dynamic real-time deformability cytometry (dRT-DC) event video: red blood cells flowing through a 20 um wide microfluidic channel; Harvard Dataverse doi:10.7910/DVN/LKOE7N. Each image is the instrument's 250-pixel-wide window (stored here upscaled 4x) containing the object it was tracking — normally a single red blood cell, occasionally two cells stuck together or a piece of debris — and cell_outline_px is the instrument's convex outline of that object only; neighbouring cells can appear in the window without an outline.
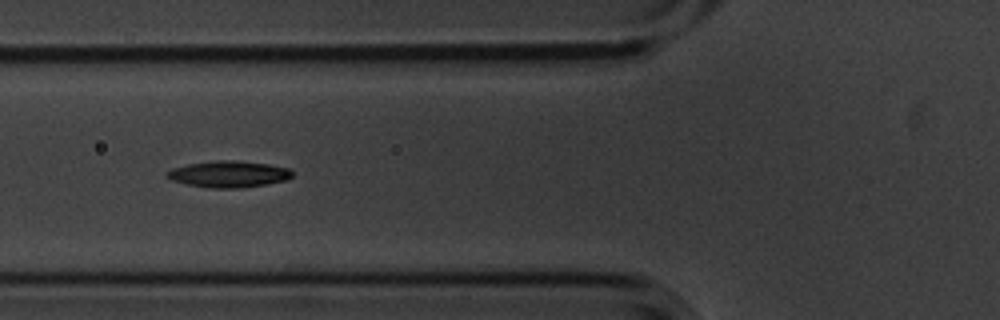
{"species": "common noctule bat (a hibernating species)", "species_latin": "Nyctalus noctula", "temperature_condition": "cold", "stored_images_in_passage": 8, "segment_of_instrument_passage": [1, 2], "camera_frame_rate_fps": 3000, "um_per_image_px": 0.085, "animal": {"sex": "male", "body_mass_g": 20.1, "forearm_length_mm": 53.5}, "frame": {"image": 1, "passage_image": 5, "time_ms": 1.333, "image_size_px": [1000, 320], "cell_outline_px": [[292, 176], [288, 180], [268, 184], [240, 188], [212, 188], [188, 184], [172, 180], [168, 176], [168, 172], [172, 168], [188, 164], [216, 160], [236, 160], [268, 164], [288, 168], [292, 172]], "centroid_in_image_um": [19.49, 14.8], "position_along_channel_um": 106.3, "area_um2": 19.19}}
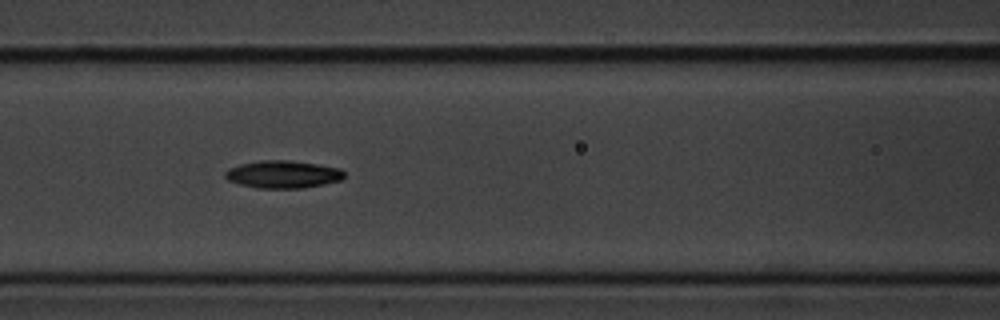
{"frame": {"image": 2, "passage_image": 6, "time_ms": 1.667, "image_size_px": [1000, 320], "cell_outline_px": [[344, 176], [340, 180], [324, 184], [304, 188], [256, 188], [240, 184], [228, 180], [224, 176], [224, 172], [228, 168], [240, 164], [260, 160], [288, 160], [316, 164], [340, 168], [344, 172]], "centroid_in_image_um": [24.02, 14.82], "position_along_channel_um": 142.6, "area_um2": 19.13}}
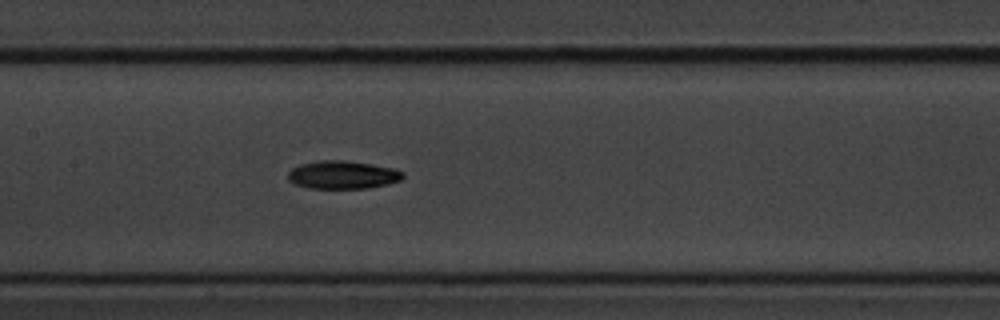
{"frame": {"image": 3, "passage_image": 7, "time_ms": 2.0, "image_size_px": [1000, 320], "cell_outline_px": [[404, 176], [400, 180], [388, 184], [368, 188], [308, 188], [296, 184], [288, 180], [288, 172], [292, 168], [300, 164], [320, 160], [344, 160], [372, 164], [396, 168], [404, 172]], "centroid_in_image_um": [29.15, 14.85], "position_along_channel_um": 178.3, "area_um2": 18.9}}